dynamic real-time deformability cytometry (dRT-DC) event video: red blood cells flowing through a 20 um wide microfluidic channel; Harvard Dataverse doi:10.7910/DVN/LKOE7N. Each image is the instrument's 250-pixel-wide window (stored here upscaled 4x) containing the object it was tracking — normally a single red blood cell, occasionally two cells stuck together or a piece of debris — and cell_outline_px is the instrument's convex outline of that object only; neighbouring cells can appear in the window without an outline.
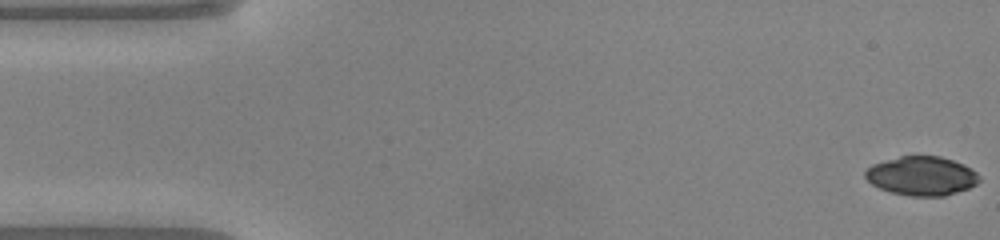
{"species": "common noctule bat (a hibernating species)", "species_latin": "Nyctalus noctula", "temperature_condition": "warm", "stored_images_in_passage": 49, "camera_frame_rate_fps": 3000, "um_per_image_px": 0.085, "animal": {"sex": "male", "body_mass_g": 20.0, "forearm_length_mm": 53.3}, "frame": {"image": 1, "passage_image": 1, "time_ms": 0.0, "image_size_px": [1000, 240], "cell_outline_px": [[980, 180], [976, 184], [968, 188], [944, 196], [908, 196], [892, 192], [880, 188], [872, 184], [864, 176], [864, 172], [872, 164], [900, 156], [940, 156], [964, 164], [972, 168], [980, 176]], "centroid_in_image_um": [78.35, 14.95], "position_along_channel_um": 6.7, "area_um2": 25.89}}
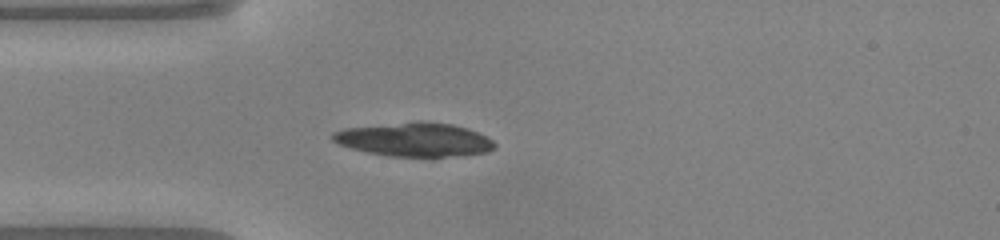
{"frame": {"image": 2, "passage_image": 13, "time_ms": 4.0, "image_size_px": [1000, 240], "cell_outline_px": [[496, 148], [488, 152], [432, 160], [392, 156], [368, 152], [352, 148], [340, 144], [332, 140], [332, 132], [344, 128], [416, 120], [420, 120], [452, 124], [468, 128], [488, 136], [496, 144]], "centroid_in_image_um": [35.31, 11.89], "position_along_channel_um": 49.7, "area_um2": 33.18}}
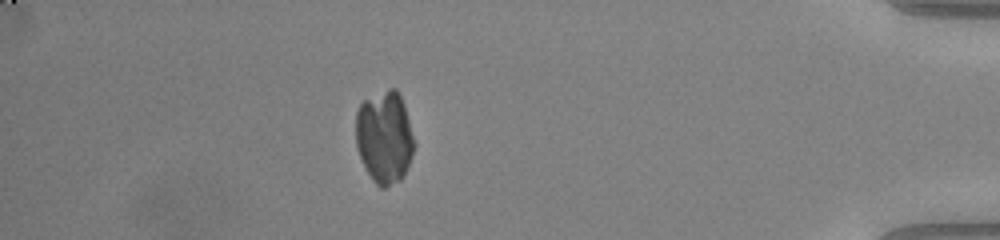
{"frame": {"image": 3, "passage_image": 43, "time_ms": 14.0, "image_size_px": [1000, 240], "cell_outline_px": [[416, 144], [412, 156], [400, 180], [384, 188], [380, 188], [372, 180], [360, 156], [356, 144], [356, 112], [360, 104], [364, 100], [388, 88], [396, 88], [404, 104]], "centroid_in_image_um": [32.68, 11.64], "position_along_channel_um": 402.5, "area_um2": 31.39}}